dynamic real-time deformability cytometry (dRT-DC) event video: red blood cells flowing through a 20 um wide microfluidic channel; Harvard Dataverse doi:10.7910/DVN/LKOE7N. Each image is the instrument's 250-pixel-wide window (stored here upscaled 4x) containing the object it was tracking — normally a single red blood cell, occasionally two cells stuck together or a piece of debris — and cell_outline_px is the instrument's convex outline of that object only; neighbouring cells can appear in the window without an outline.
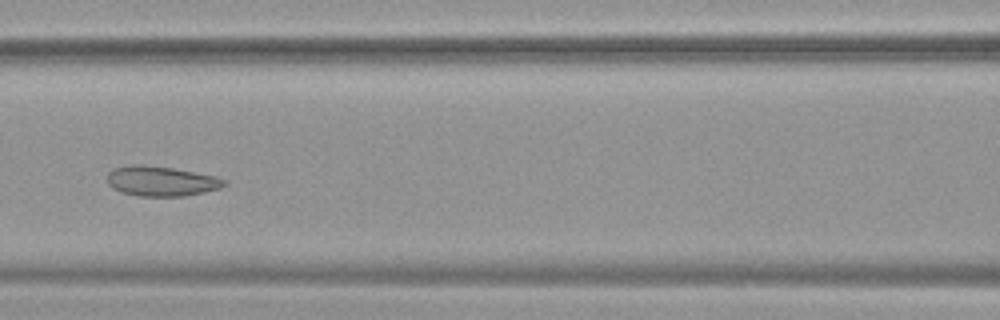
{"species": "common noctule bat (a hibernating species)", "species_latin": "Nyctalus noctula", "temperature_condition": "warm", "stored_images_in_passage": 29, "camera_frame_rate_fps": 3000, "um_per_image_px": 0.085, "animal": {"sex": "female", "body_mass_g": 19.9}, "frame": {"image": 1, "passage_image": 25, "time_ms": 8.0, "image_size_px": [1000, 320], "cell_outline_px": [[228, 184], [220, 188], [204, 192], [184, 196], [140, 196], [120, 192], [112, 188], [108, 184], [108, 172], [112, 168], [128, 164], [144, 164], [172, 168], [216, 176], [228, 180]], "centroid_in_image_um": [13.69, 15.39], "position_along_channel_um": 152.9, "area_um2": 20.69}}
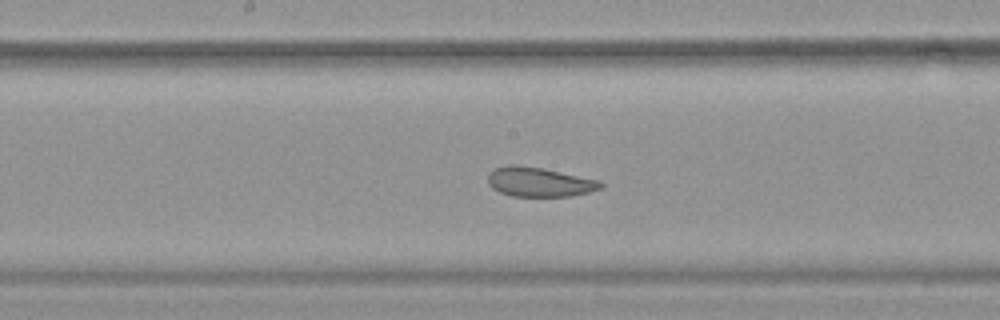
{"frame": {"image": 2, "passage_image": 29, "time_ms": 9.333, "image_size_px": [1000, 320], "cell_outline_px": [[604, 188], [572, 196], [512, 196], [500, 192], [492, 188], [488, 184], [488, 172], [492, 168], [508, 164], [516, 164], [544, 168], [600, 180], [604, 184]], "centroid_in_image_um": [45.83, 15.45], "position_along_channel_um": 202.4, "area_um2": 19.71}}